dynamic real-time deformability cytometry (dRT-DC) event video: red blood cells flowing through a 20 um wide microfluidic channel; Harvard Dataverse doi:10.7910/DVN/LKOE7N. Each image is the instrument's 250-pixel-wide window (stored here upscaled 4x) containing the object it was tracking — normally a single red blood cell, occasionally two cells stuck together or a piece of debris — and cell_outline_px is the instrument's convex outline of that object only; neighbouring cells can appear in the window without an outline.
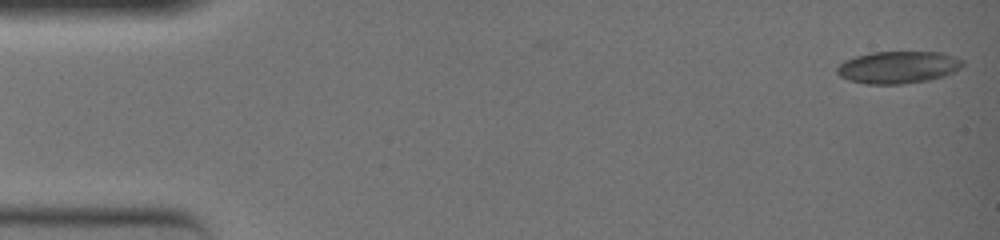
{"species": "common noctule bat (a hibernating species)", "species_latin": "Nyctalus noctula", "temperature_condition": "warm", "stored_images_in_passage": 4, "camera_frame_rate_fps": 3000, "um_per_image_px": 0.085, "animal": {"sex": "female", "body_mass_g": 19.0, "forearm_length_mm": 51.5}, "frame": {"image": 1, "passage_image": 4, "time_ms": 1.0, "image_size_px": [1000, 240], "cell_outline_px": [[964, 64], [960, 68], [944, 76], [928, 80], [900, 84], [864, 84], [848, 80], [840, 76], [836, 72], [836, 68], [844, 60], [856, 56], [872, 52], [944, 52], [964, 60]], "centroid_in_image_um": [76.33, 5.71], "position_along_channel_um": 8.7, "area_um2": 23.7}}